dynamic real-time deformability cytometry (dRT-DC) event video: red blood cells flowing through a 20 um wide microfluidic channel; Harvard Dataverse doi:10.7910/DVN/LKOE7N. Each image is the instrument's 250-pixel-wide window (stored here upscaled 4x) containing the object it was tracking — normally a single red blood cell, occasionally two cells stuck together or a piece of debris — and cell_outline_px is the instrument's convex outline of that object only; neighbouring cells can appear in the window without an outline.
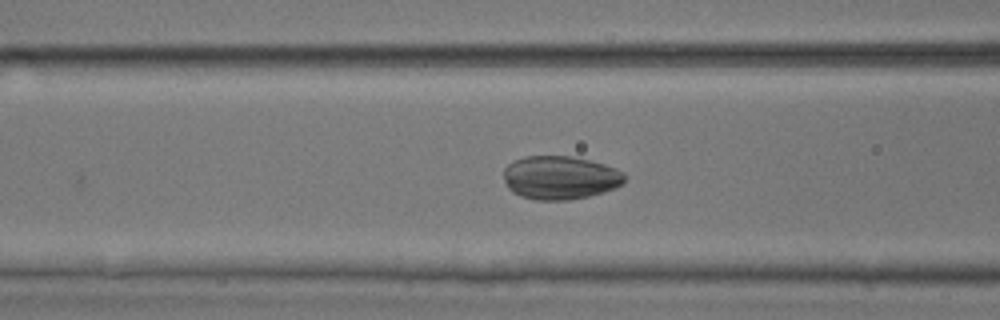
{"species": "common noctule bat (a hibernating species)", "species_latin": "Nyctalus noctula", "temperature_condition": "room temperature", "stored_images_in_passage": 21, "camera_frame_rate_fps": 3000, "um_per_image_px": 0.085, "animal": {"sex": "male", "body_mass_g": 17.9, "forearm_length_mm": 54.2}, "frame": {"image": 1, "passage_image": 4, "time_ms": 1.0, "image_size_px": [1000, 320], "cell_outline_px": [[628, 176], [624, 184], [616, 188], [604, 192], [588, 196], [568, 200], [536, 200], [520, 196], [512, 192], [508, 188], [504, 180], [504, 168], [508, 164], [524, 156], [568, 156], [588, 160], [604, 164], [616, 168], [624, 172]], "centroid_in_image_um": [47.64, 15.11], "position_along_channel_um": 119.0, "area_um2": 30.92}}
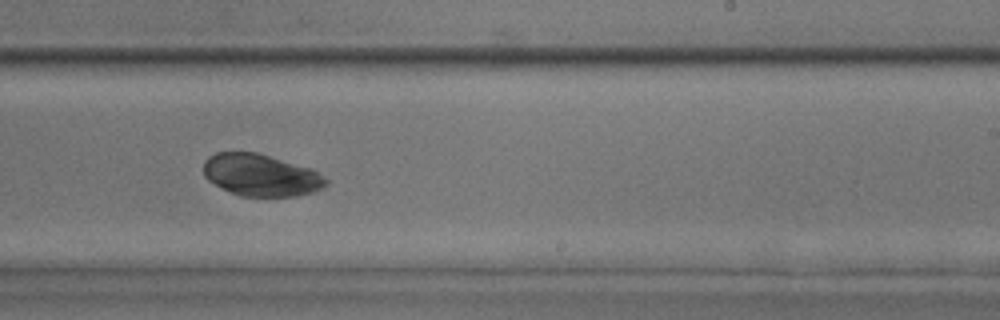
{"frame": {"image": 2, "passage_image": 15, "time_ms": 4.667, "image_size_px": [1000, 320], "cell_outline_px": [[328, 184], [324, 188], [312, 192], [296, 196], [240, 196], [208, 180], [204, 176], [204, 160], [208, 156], [216, 152], [256, 152], [308, 168], [316, 172], [328, 180]], "centroid_in_image_um": [22.16, 14.88], "position_along_channel_um": 266.8, "area_um2": 29.59}}
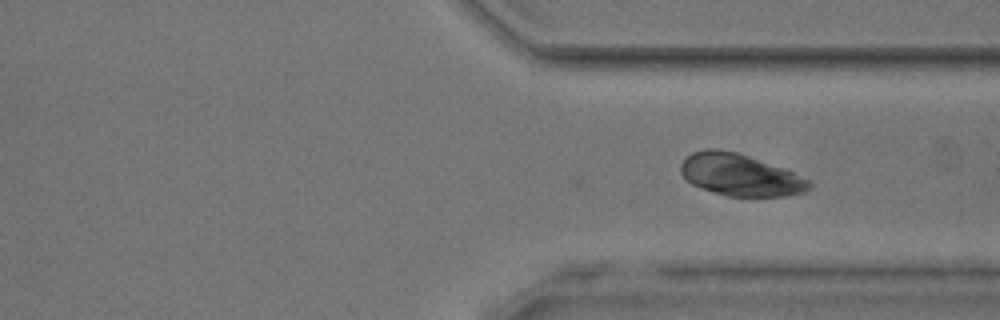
{"frame": {"image": 3, "passage_image": 21, "time_ms": 6.667, "image_size_px": [1000, 320], "cell_outline_px": [[812, 188], [804, 192], [784, 196], [728, 196], [692, 184], [680, 172], [680, 164], [692, 152], [704, 148], [716, 148], [736, 152], [784, 168], [812, 180]], "centroid_in_image_um": [62.95, 14.85], "position_along_channel_um": 348.5, "area_um2": 31.27}}